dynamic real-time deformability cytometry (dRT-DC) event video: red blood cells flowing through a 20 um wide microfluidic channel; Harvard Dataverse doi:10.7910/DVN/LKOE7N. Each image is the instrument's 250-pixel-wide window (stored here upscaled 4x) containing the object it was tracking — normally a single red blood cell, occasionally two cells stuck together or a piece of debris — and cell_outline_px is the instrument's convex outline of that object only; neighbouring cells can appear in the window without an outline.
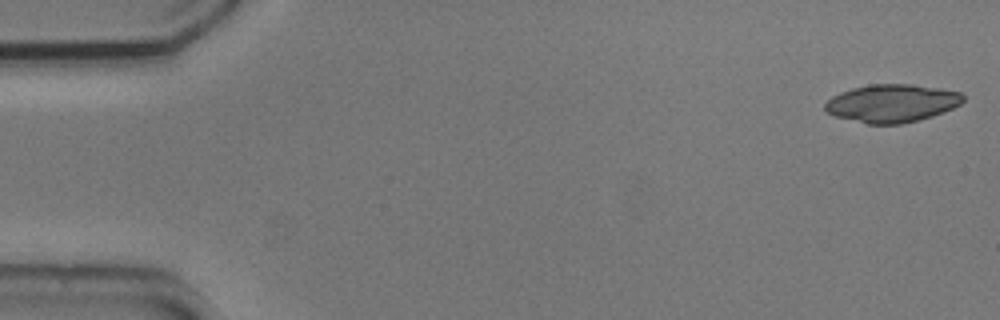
{"species": "common noctule bat (a hibernating species)", "species_latin": "Nyctalus noctula", "temperature_condition": "cold", "stored_images_in_passage": 53, "camera_frame_rate_fps": 3000, "um_per_image_px": 0.085, "animal": {"sex": "male", "body_mass_g": 20.5, "forearm_length_mm": 52.5}, "frame": {"image": 1, "passage_image": 1, "time_ms": 0.0, "image_size_px": [1000, 320], "cell_outline_px": [[964, 100], [960, 104], [944, 112], [932, 116], [900, 124], [868, 124], [836, 116], [828, 112], [824, 108], [824, 104], [832, 96], [840, 92], [852, 88], [868, 84], [912, 84], [940, 88], [960, 92], [964, 96]], "centroid_in_image_um": [75.81, 8.76], "position_along_channel_um": 9.2, "area_um2": 30.46}}